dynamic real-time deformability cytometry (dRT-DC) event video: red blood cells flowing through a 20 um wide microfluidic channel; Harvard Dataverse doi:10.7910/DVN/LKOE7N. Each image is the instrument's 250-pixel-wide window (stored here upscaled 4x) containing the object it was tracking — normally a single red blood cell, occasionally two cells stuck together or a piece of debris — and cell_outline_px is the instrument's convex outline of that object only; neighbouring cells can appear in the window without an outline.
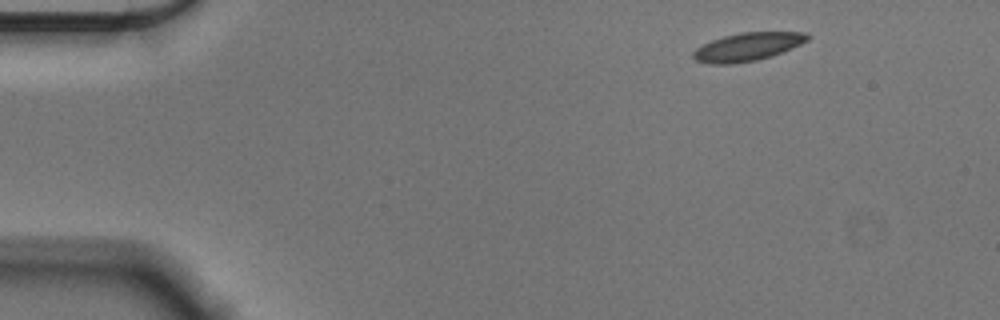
{"species": "Egyptian fruit bat (a non-hibernating species)", "species_latin": "Rousettus aegyptiacus", "temperature_condition": "cold", "stored_images_in_passage": 51, "camera_frame_rate_fps": 3000, "um_per_image_px": 0.085, "animal": {"sex": "male"}, "frame": {"image": 1, "passage_image": 1, "time_ms": 0.0, "image_size_px": [1000, 320], "cell_outline_px": [[812, 36], [808, 40], [792, 48], [772, 56], [756, 60], [732, 64], [708, 64], [696, 60], [692, 56], [692, 52], [696, 48], [712, 40], [724, 36], [740, 32], [808, 32]], "centroid_in_image_um": [63.56, 3.97], "position_along_channel_um": 21.4, "area_um2": 18.84}}
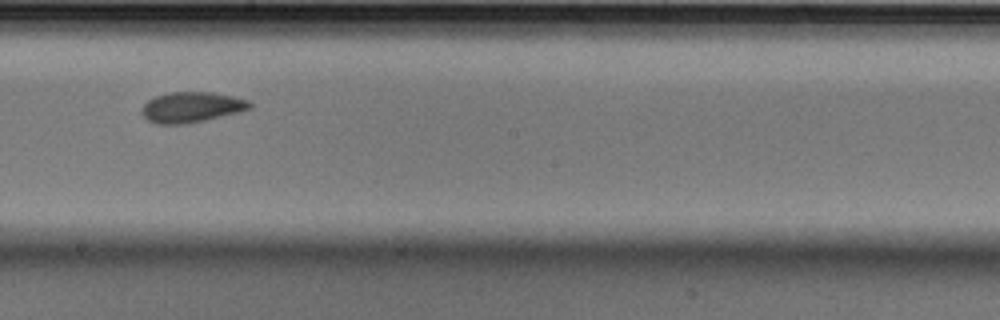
{"frame": {"image": 2, "passage_image": 26, "time_ms": 8.333, "image_size_px": [1000, 320], "cell_outline_px": [[252, 108], [240, 112], [204, 120], [184, 124], [156, 124], [148, 120], [140, 112], [140, 108], [148, 100], [156, 96], [172, 92], [212, 92], [232, 96], [248, 100], [252, 104]], "centroid_in_image_um": [16.27, 9.11], "position_along_channel_um": 231.9, "area_um2": 19.19}}
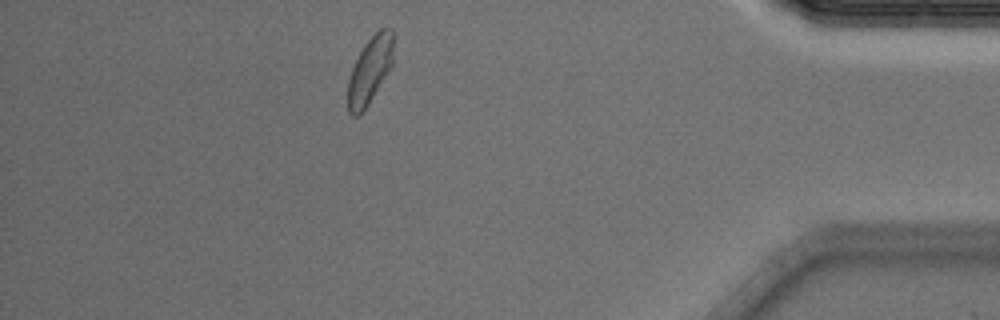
{"frame": {"image": 3, "passage_image": 44, "time_ms": 14.333, "image_size_px": [1000, 320], "cell_outline_px": [[392, 64], [388, 72], [368, 104], [356, 116], [352, 116], [348, 112], [348, 80], [352, 68], [360, 52], [368, 40], [384, 24], [392, 28]], "centroid_in_image_um": [31.44, 5.93], "position_along_channel_um": 403.8, "area_um2": 17.4}, "authors_computed_cell_mechanics": {"area_um2": 18.785, "velocity_mm_per_s": 3.5518, "shape_relaxation_time_tau1_ms": 3.9806, "shape_relaxation_time_tau2_ms": 1.9469, "deformation_change_tau1": 0.1105, "deformation_change_tau2": 0.0687}}